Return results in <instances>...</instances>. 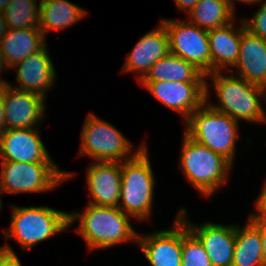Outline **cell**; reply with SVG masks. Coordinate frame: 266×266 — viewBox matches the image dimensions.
<instances>
[{"label":"cell","instance_id":"35","mask_svg":"<svg viewBox=\"0 0 266 266\" xmlns=\"http://www.w3.org/2000/svg\"><path fill=\"white\" fill-rule=\"evenodd\" d=\"M2 68H4V69H6L7 70V67H6V65H5V63H4V60H3V56H2V52H1V47H0V73H1V69ZM6 81H4L3 79H1L0 78V83L2 84V83H5Z\"/></svg>","mask_w":266,"mask_h":266},{"label":"cell","instance_id":"9","mask_svg":"<svg viewBox=\"0 0 266 266\" xmlns=\"http://www.w3.org/2000/svg\"><path fill=\"white\" fill-rule=\"evenodd\" d=\"M169 39L170 53L193 64L205 76L210 73L208 31L187 20L161 19Z\"/></svg>","mask_w":266,"mask_h":266},{"label":"cell","instance_id":"17","mask_svg":"<svg viewBox=\"0 0 266 266\" xmlns=\"http://www.w3.org/2000/svg\"><path fill=\"white\" fill-rule=\"evenodd\" d=\"M170 53L169 39L165 26L160 22L157 29L145 34L129 53L122 68L123 72H139L138 80H142L151 66L160 58Z\"/></svg>","mask_w":266,"mask_h":266},{"label":"cell","instance_id":"19","mask_svg":"<svg viewBox=\"0 0 266 266\" xmlns=\"http://www.w3.org/2000/svg\"><path fill=\"white\" fill-rule=\"evenodd\" d=\"M241 24L236 31L233 29V22L208 30L210 73L223 72V68L235 66L239 57L241 34L245 29L243 21Z\"/></svg>","mask_w":266,"mask_h":266},{"label":"cell","instance_id":"22","mask_svg":"<svg viewBox=\"0 0 266 266\" xmlns=\"http://www.w3.org/2000/svg\"><path fill=\"white\" fill-rule=\"evenodd\" d=\"M205 75L193 64L169 53L153 64L140 81L206 82Z\"/></svg>","mask_w":266,"mask_h":266},{"label":"cell","instance_id":"15","mask_svg":"<svg viewBox=\"0 0 266 266\" xmlns=\"http://www.w3.org/2000/svg\"><path fill=\"white\" fill-rule=\"evenodd\" d=\"M45 45L41 50L29 55L11 68L17 67L16 80L19 86L12 87L45 97L47 90L53 87L56 72Z\"/></svg>","mask_w":266,"mask_h":266},{"label":"cell","instance_id":"3","mask_svg":"<svg viewBox=\"0 0 266 266\" xmlns=\"http://www.w3.org/2000/svg\"><path fill=\"white\" fill-rule=\"evenodd\" d=\"M144 145L132 158L121 163V191L118 207L139 220L150 216L155 177Z\"/></svg>","mask_w":266,"mask_h":266},{"label":"cell","instance_id":"37","mask_svg":"<svg viewBox=\"0 0 266 266\" xmlns=\"http://www.w3.org/2000/svg\"><path fill=\"white\" fill-rule=\"evenodd\" d=\"M3 193V191H2V189L0 188V194H2ZM2 209V201H1V199H0V210Z\"/></svg>","mask_w":266,"mask_h":266},{"label":"cell","instance_id":"7","mask_svg":"<svg viewBox=\"0 0 266 266\" xmlns=\"http://www.w3.org/2000/svg\"><path fill=\"white\" fill-rule=\"evenodd\" d=\"M1 163L0 188L4 193L47 192L74 175L59 170L54 162Z\"/></svg>","mask_w":266,"mask_h":266},{"label":"cell","instance_id":"20","mask_svg":"<svg viewBox=\"0 0 266 266\" xmlns=\"http://www.w3.org/2000/svg\"><path fill=\"white\" fill-rule=\"evenodd\" d=\"M45 36L40 29H8L1 40L0 47L7 69L41 50Z\"/></svg>","mask_w":266,"mask_h":266},{"label":"cell","instance_id":"14","mask_svg":"<svg viewBox=\"0 0 266 266\" xmlns=\"http://www.w3.org/2000/svg\"><path fill=\"white\" fill-rule=\"evenodd\" d=\"M47 151L38 129H6L0 135L1 161L54 162Z\"/></svg>","mask_w":266,"mask_h":266},{"label":"cell","instance_id":"2","mask_svg":"<svg viewBox=\"0 0 266 266\" xmlns=\"http://www.w3.org/2000/svg\"><path fill=\"white\" fill-rule=\"evenodd\" d=\"M211 78L218 97V105H209L231 118L246 122H266V112L260 102L265 100L266 88L252 84L235 75L225 76L222 72H212L206 76Z\"/></svg>","mask_w":266,"mask_h":266},{"label":"cell","instance_id":"25","mask_svg":"<svg viewBox=\"0 0 266 266\" xmlns=\"http://www.w3.org/2000/svg\"><path fill=\"white\" fill-rule=\"evenodd\" d=\"M36 0H11L2 12L9 29H39V14Z\"/></svg>","mask_w":266,"mask_h":266},{"label":"cell","instance_id":"23","mask_svg":"<svg viewBox=\"0 0 266 266\" xmlns=\"http://www.w3.org/2000/svg\"><path fill=\"white\" fill-rule=\"evenodd\" d=\"M232 266H265L260 232L249 220L244 228L236 225Z\"/></svg>","mask_w":266,"mask_h":266},{"label":"cell","instance_id":"33","mask_svg":"<svg viewBox=\"0 0 266 266\" xmlns=\"http://www.w3.org/2000/svg\"><path fill=\"white\" fill-rule=\"evenodd\" d=\"M7 23L3 17L2 12H0V43L2 38L4 37L5 33L8 31Z\"/></svg>","mask_w":266,"mask_h":266},{"label":"cell","instance_id":"26","mask_svg":"<svg viewBox=\"0 0 266 266\" xmlns=\"http://www.w3.org/2000/svg\"><path fill=\"white\" fill-rule=\"evenodd\" d=\"M182 266H212L199 239L183 221Z\"/></svg>","mask_w":266,"mask_h":266},{"label":"cell","instance_id":"31","mask_svg":"<svg viewBox=\"0 0 266 266\" xmlns=\"http://www.w3.org/2000/svg\"><path fill=\"white\" fill-rule=\"evenodd\" d=\"M200 0H174L179 10L189 13Z\"/></svg>","mask_w":266,"mask_h":266},{"label":"cell","instance_id":"10","mask_svg":"<svg viewBox=\"0 0 266 266\" xmlns=\"http://www.w3.org/2000/svg\"><path fill=\"white\" fill-rule=\"evenodd\" d=\"M162 104L186 120L206 102V82L140 81Z\"/></svg>","mask_w":266,"mask_h":266},{"label":"cell","instance_id":"27","mask_svg":"<svg viewBox=\"0 0 266 266\" xmlns=\"http://www.w3.org/2000/svg\"><path fill=\"white\" fill-rule=\"evenodd\" d=\"M264 2L260 9L255 12L251 20H241L244 23L245 29L251 32L254 35L266 40V1L259 0Z\"/></svg>","mask_w":266,"mask_h":266},{"label":"cell","instance_id":"11","mask_svg":"<svg viewBox=\"0 0 266 266\" xmlns=\"http://www.w3.org/2000/svg\"><path fill=\"white\" fill-rule=\"evenodd\" d=\"M2 97L5 106V130L37 129V122L45 115L44 97L14 89L8 82L2 83Z\"/></svg>","mask_w":266,"mask_h":266},{"label":"cell","instance_id":"21","mask_svg":"<svg viewBox=\"0 0 266 266\" xmlns=\"http://www.w3.org/2000/svg\"><path fill=\"white\" fill-rule=\"evenodd\" d=\"M39 4V29L44 36L49 30L58 31L77 23L87 12L67 0H41Z\"/></svg>","mask_w":266,"mask_h":266},{"label":"cell","instance_id":"24","mask_svg":"<svg viewBox=\"0 0 266 266\" xmlns=\"http://www.w3.org/2000/svg\"><path fill=\"white\" fill-rule=\"evenodd\" d=\"M234 16L225 0H200L189 12V22L208 31L229 24Z\"/></svg>","mask_w":266,"mask_h":266},{"label":"cell","instance_id":"12","mask_svg":"<svg viewBox=\"0 0 266 266\" xmlns=\"http://www.w3.org/2000/svg\"><path fill=\"white\" fill-rule=\"evenodd\" d=\"M186 214V210L181 208L178 216L202 243L212 266H232L236 226L206 222L196 227L184 218Z\"/></svg>","mask_w":266,"mask_h":266},{"label":"cell","instance_id":"32","mask_svg":"<svg viewBox=\"0 0 266 266\" xmlns=\"http://www.w3.org/2000/svg\"><path fill=\"white\" fill-rule=\"evenodd\" d=\"M4 100L2 97V84L0 86V135L5 131V122H4Z\"/></svg>","mask_w":266,"mask_h":266},{"label":"cell","instance_id":"16","mask_svg":"<svg viewBox=\"0 0 266 266\" xmlns=\"http://www.w3.org/2000/svg\"><path fill=\"white\" fill-rule=\"evenodd\" d=\"M121 162H92L87 168L90 204L118 207L121 191Z\"/></svg>","mask_w":266,"mask_h":266},{"label":"cell","instance_id":"34","mask_svg":"<svg viewBox=\"0 0 266 266\" xmlns=\"http://www.w3.org/2000/svg\"><path fill=\"white\" fill-rule=\"evenodd\" d=\"M228 4H229V6L232 8V10L233 11H235V6H234V4H233V2H232V0H225ZM236 1H240V2H243V3H246V4H253V3H256V2H259V0H236Z\"/></svg>","mask_w":266,"mask_h":266},{"label":"cell","instance_id":"29","mask_svg":"<svg viewBox=\"0 0 266 266\" xmlns=\"http://www.w3.org/2000/svg\"><path fill=\"white\" fill-rule=\"evenodd\" d=\"M255 201L257 213L251 214L248 220H266V182L259 198Z\"/></svg>","mask_w":266,"mask_h":266},{"label":"cell","instance_id":"1","mask_svg":"<svg viewBox=\"0 0 266 266\" xmlns=\"http://www.w3.org/2000/svg\"><path fill=\"white\" fill-rule=\"evenodd\" d=\"M69 226L79 219L77 232L91 250L109 248L126 241L137 243L138 234L129 222V215L119 207L99 206L88 203L82 213L68 214Z\"/></svg>","mask_w":266,"mask_h":266},{"label":"cell","instance_id":"4","mask_svg":"<svg viewBox=\"0 0 266 266\" xmlns=\"http://www.w3.org/2000/svg\"><path fill=\"white\" fill-rule=\"evenodd\" d=\"M208 92L206 81V102L185 120L184 132L197 143L207 146L233 164L238 121L213 109L207 103Z\"/></svg>","mask_w":266,"mask_h":266},{"label":"cell","instance_id":"28","mask_svg":"<svg viewBox=\"0 0 266 266\" xmlns=\"http://www.w3.org/2000/svg\"><path fill=\"white\" fill-rule=\"evenodd\" d=\"M0 266H22L10 245L0 247Z\"/></svg>","mask_w":266,"mask_h":266},{"label":"cell","instance_id":"18","mask_svg":"<svg viewBox=\"0 0 266 266\" xmlns=\"http://www.w3.org/2000/svg\"><path fill=\"white\" fill-rule=\"evenodd\" d=\"M234 67L238 68V77L266 88V40L244 29Z\"/></svg>","mask_w":266,"mask_h":266},{"label":"cell","instance_id":"6","mask_svg":"<svg viewBox=\"0 0 266 266\" xmlns=\"http://www.w3.org/2000/svg\"><path fill=\"white\" fill-rule=\"evenodd\" d=\"M12 220L5 237L15 239L23 249L51 238L69 227L68 212L47 206L16 207L12 205Z\"/></svg>","mask_w":266,"mask_h":266},{"label":"cell","instance_id":"5","mask_svg":"<svg viewBox=\"0 0 266 266\" xmlns=\"http://www.w3.org/2000/svg\"><path fill=\"white\" fill-rule=\"evenodd\" d=\"M180 164L182 171L192 186L202 194H211L227 180L233 166L226 158L207 146L197 143L184 134Z\"/></svg>","mask_w":266,"mask_h":266},{"label":"cell","instance_id":"8","mask_svg":"<svg viewBox=\"0 0 266 266\" xmlns=\"http://www.w3.org/2000/svg\"><path fill=\"white\" fill-rule=\"evenodd\" d=\"M81 139L80 154L102 162H122L130 159L145 145L141 144L132 154L129 140L112 124L92 113L86 118Z\"/></svg>","mask_w":266,"mask_h":266},{"label":"cell","instance_id":"13","mask_svg":"<svg viewBox=\"0 0 266 266\" xmlns=\"http://www.w3.org/2000/svg\"><path fill=\"white\" fill-rule=\"evenodd\" d=\"M172 228L138 235L136 244L152 266H182L183 220L178 215Z\"/></svg>","mask_w":266,"mask_h":266},{"label":"cell","instance_id":"36","mask_svg":"<svg viewBox=\"0 0 266 266\" xmlns=\"http://www.w3.org/2000/svg\"><path fill=\"white\" fill-rule=\"evenodd\" d=\"M11 0H0V12H3Z\"/></svg>","mask_w":266,"mask_h":266},{"label":"cell","instance_id":"30","mask_svg":"<svg viewBox=\"0 0 266 266\" xmlns=\"http://www.w3.org/2000/svg\"><path fill=\"white\" fill-rule=\"evenodd\" d=\"M252 222L260 232L262 238V253L264 264L266 266V220H249Z\"/></svg>","mask_w":266,"mask_h":266}]
</instances>
